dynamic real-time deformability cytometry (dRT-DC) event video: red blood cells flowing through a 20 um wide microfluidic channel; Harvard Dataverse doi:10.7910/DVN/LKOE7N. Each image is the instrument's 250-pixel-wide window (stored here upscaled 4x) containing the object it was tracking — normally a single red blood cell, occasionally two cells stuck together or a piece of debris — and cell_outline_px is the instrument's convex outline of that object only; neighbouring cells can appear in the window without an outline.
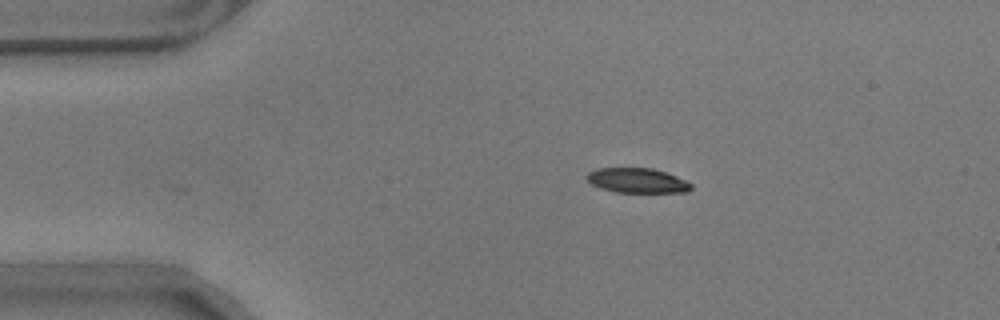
{"species": "common noctule bat (a hibernating species)", "species_latin": "Nyctalus noctula", "temperature_condition": "warm", "stored_images_in_passage": 34, "camera_frame_rate_fps": 3000, "um_per_image_px": 0.085, "animal": {"sex": "male", "body_mass_g": 17.9}, "frame": {"image": 1, "passage_image": 1, "time_ms": 0.0, "image_size_px": [1000, 320], "cell_outline_px": [[692, 188], [688, 192], [616, 192], [600, 188], [592, 184], [584, 176], [588, 172], [596, 168], [652, 168], [676, 176], [692, 184]], "centroid_in_image_um": [54.13, 15.34], "position_along_channel_um": 30.9, "area_um2": 15.03}}
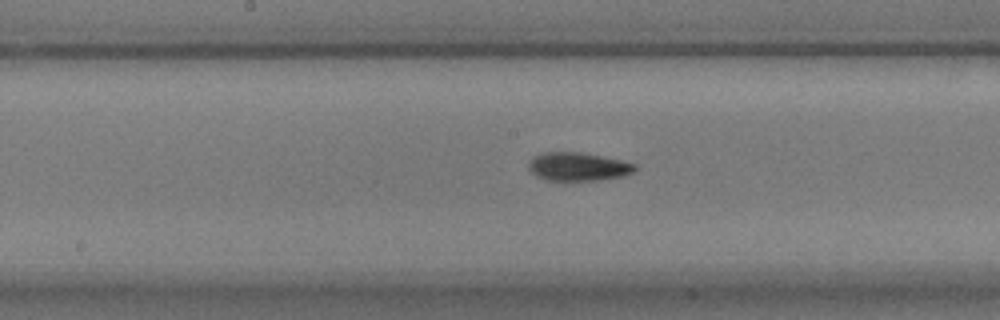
{"frame": {"image": 2, "passage_image": 19, "time_ms": 6.0, "image_size_px": [1000, 320], "cell_outline_px": [[636, 172], [624, 176], [600, 180], [544, 180], [536, 176], [528, 168], [528, 164], [532, 156], [544, 152], [580, 152], [620, 160], [636, 164]], "centroid_in_image_um": [49.13, 14.17], "position_along_channel_um": 199.1, "area_um2": 17.69}}
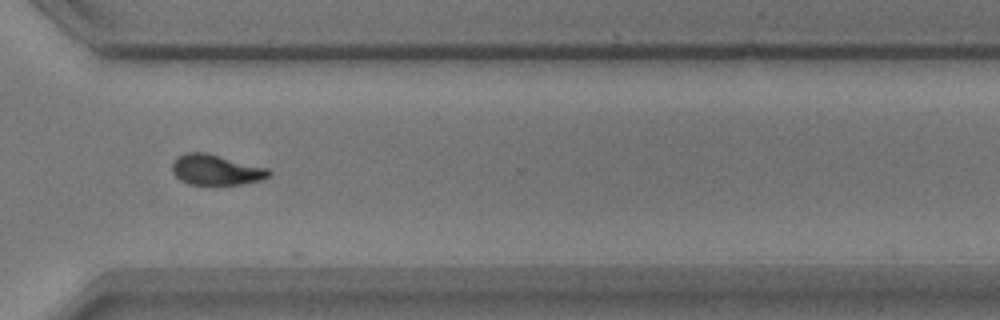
{"frame": {"image": 3, "passage_image": 32, "time_ms": 10.333, "image_size_px": [1000, 320], "cell_outline_px": [[272, 172], [268, 176], [260, 180], [240, 184], [188, 184], [180, 180], [172, 172], [172, 164], [176, 156], [184, 152], [208, 152], [268, 168]], "centroid_in_image_um": [18.33, 14.41], "position_along_channel_um": 352.3, "area_um2": 17.28}}